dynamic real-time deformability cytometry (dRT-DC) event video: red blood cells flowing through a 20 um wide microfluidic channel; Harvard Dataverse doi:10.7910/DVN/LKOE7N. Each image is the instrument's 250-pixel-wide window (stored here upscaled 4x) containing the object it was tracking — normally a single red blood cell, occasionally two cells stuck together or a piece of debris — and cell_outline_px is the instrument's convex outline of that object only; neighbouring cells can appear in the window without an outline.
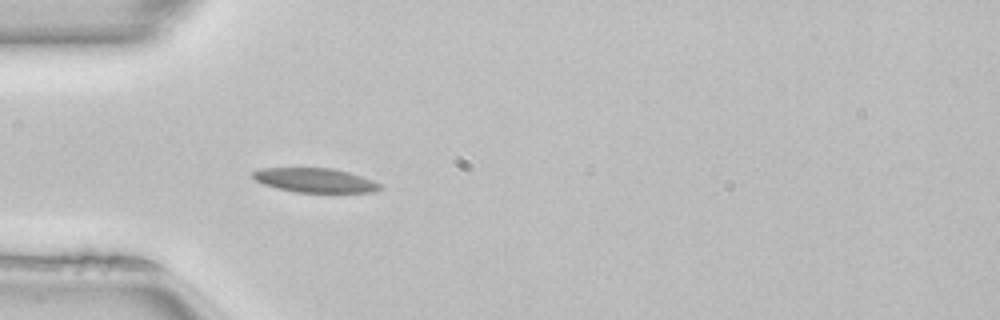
{"species": "common noctule bat (a hibernating species)", "species_latin": "Nyctalus noctula", "temperature_condition": "room temperature", "stored_images_in_passage": 51, "camera_frame_rate_fps": 3000, "um_per_image_px": 0.085, "animal": {"sex": "female", "body_mass_g": 22.7, "forearm_length_mm": 54.2}, "frame": {"image": 1, "passage_image": 15, "time_ms": 4.667, "image_size_px": [1000, 320], "cell_outline_px": [[384, 188], [372, 192], [296, 192], [276, 188], [264, 184], [256, 180], [252, 176], [252, 172], [260, 168], [332, 168], [348, 172], [372, 180], [380, 184]], "centroid_in_image_um": [26.77, 15.32], "position_along_channel_um": 58.2, "area_um2": 17.86}}